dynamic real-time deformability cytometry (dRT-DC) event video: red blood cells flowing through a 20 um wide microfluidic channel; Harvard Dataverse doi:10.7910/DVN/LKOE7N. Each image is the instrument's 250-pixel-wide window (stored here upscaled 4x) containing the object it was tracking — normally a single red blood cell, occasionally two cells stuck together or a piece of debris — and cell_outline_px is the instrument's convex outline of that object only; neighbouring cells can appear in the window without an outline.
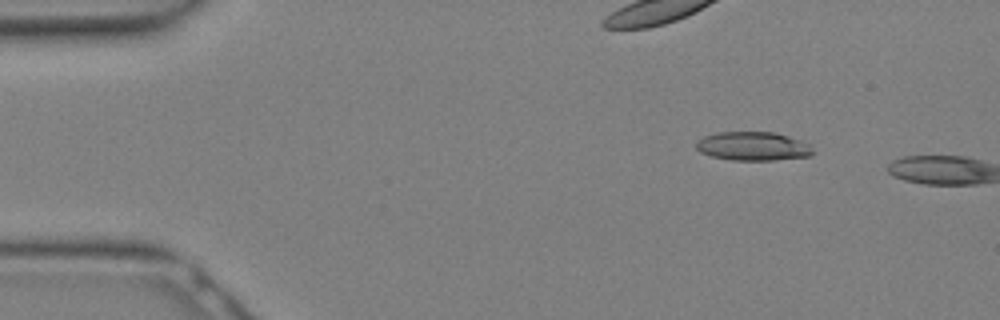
{"species": "Egyptian fruit bat (a non-hibernating species)", "species_latin": "Rousettus aegyptiacus", "temperature_condition": "warm", "stored_images_in_passage": 6, "camera_frame_rate_fps": 3000, "um_per_image_px": 0.085, "animal": {"sex": "female"}, "frame": {"image": 1, "passage_image": 4, "time_ms": 1.0, "image_size_px": [1000, 320], "cell_outline_px": [[812, 152], [808, 156], [772, 160], [732, 160], [712, 156], [700, 152], [696, 148], [696, 144], [704, 136], [716, 132], [776, 132], [800, 140], [808, 144]], "centroid_in_image_um": [63.97, 12.42], "position_along_channel_um": 21.0, "area_um2": 19.31}}